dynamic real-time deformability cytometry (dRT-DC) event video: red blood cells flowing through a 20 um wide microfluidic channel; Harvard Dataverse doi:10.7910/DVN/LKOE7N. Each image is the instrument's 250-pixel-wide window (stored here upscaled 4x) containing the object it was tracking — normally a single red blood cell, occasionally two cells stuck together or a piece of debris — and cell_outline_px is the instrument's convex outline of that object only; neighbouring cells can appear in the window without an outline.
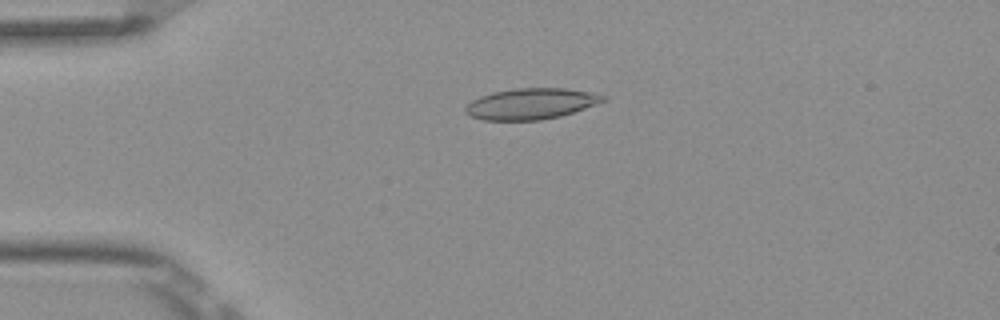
{"species": "Egyptian fruit bat (a non-hibernating species)", "species_latin": "Rousettus aegyptiacus", "temperature_condition": "room temperature", "stored_images_in_passage": 5, "camera_frame_rate_fps": 3000, "um_per_image_px": 0.085, "frame": {"image": 1, "passage_image": 4, "time_ms": 1.0, "image_size_px": [1000, 320], "cell_outline_px": [[608, 100], [560, 116], [540, 120], [484, 120], [468, 116], [464, 112], [464, 108], [472, 100], [480, 96], [492, 92], [516, 88], [564, 88], [588, 92], [608, 96]], "centroid_in_image_um": [45.1, 8.82], "position_along_channel_um": 39.9, "area_um2": 24.85}}